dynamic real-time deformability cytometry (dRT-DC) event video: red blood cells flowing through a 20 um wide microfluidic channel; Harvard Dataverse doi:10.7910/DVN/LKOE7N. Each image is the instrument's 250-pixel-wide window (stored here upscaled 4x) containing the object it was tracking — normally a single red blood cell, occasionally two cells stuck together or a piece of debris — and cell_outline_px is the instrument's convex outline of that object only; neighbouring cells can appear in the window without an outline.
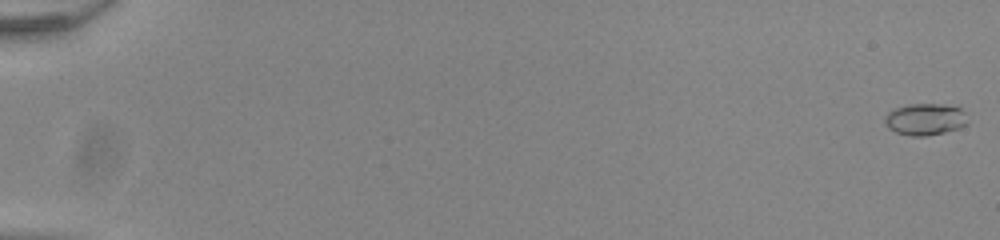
{"species": "common noctule bat (a hibernating species)", "species_latin": "Nyctalus noctula", "temperature_condition": "room temperature", "stored_images_in_passage": 55, "camera_frame_rate_fps": 3000, "um_per_image_px": 0.085, "animal": {"sex": "male", "body_mass_g": 20.0, "forearm_length_mm": 53.3}, "frame": {"image": 1, "passage_image": 1, "time_ms": 0.0, "image_size_px": [1000, 240], "cell_outline_px": [[968, 124], [944, 132], [924, 136], [912, 136], [896, 132], [888, 128], [884, 124], [884, 120], [888, 112], [896, 108], [908, 104], [944, 104], [960, 108], [964, 112], [968, 120]], "centroid_in_image_um": [78.63, 10.13], "position_along_channel_um": 6.4, "area_um2": 15.26}}
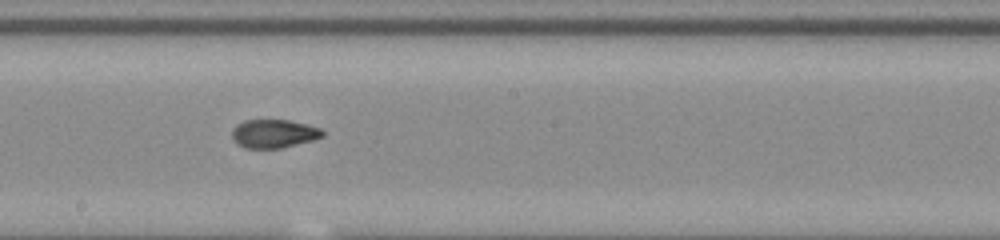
{"frame": {"image": 2, "passage_image": 33, "time_ms": 10.667, "image_size_px": [1000, 240], "cell_outline_px": [[324, 136], [312, 140], [280, 148], [244, 148], [232, 140], [232, 128], [236, 124], [244, 120], [288, 120], [308, 124], [320, 128], [324, 132]], "centroid_in_image_um": [23.24, 11.35], "position_along_channel_um": 225.0, "area_um2": 15.09}}
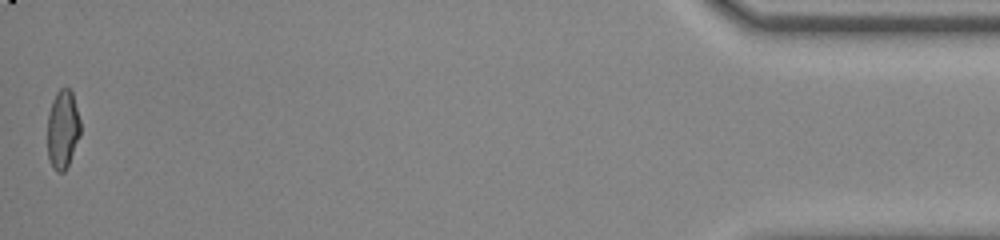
{"frame": {"image": 3, "passage_image": 55, "time_ms": 18.0, "image_size_px": [1000, 240], "cell_outline_px": [[80, 136], [68, 164], [64, 172], [56, 172], [52, 168], [48, 156], [48, 116], [52, 100], [56, 92], [60, 88], [68, 88], [72, 92], [80, 120]], "centroid_in_image_um": [5.33, 11.0], "position_along_channel_um": 429.9, "area_um2": 15.09}, "authors_computed_cell_mechanics": {"area_um2": 15.0858, "velocity_mm_per_s": 3.9095, "shape_relaxation_time_tau1_ms": null, "shape_relaxation_time_tau2_ms": 1.3522, "deformation_change_tau1": null, "deformation_change_tau2": 0.066}}